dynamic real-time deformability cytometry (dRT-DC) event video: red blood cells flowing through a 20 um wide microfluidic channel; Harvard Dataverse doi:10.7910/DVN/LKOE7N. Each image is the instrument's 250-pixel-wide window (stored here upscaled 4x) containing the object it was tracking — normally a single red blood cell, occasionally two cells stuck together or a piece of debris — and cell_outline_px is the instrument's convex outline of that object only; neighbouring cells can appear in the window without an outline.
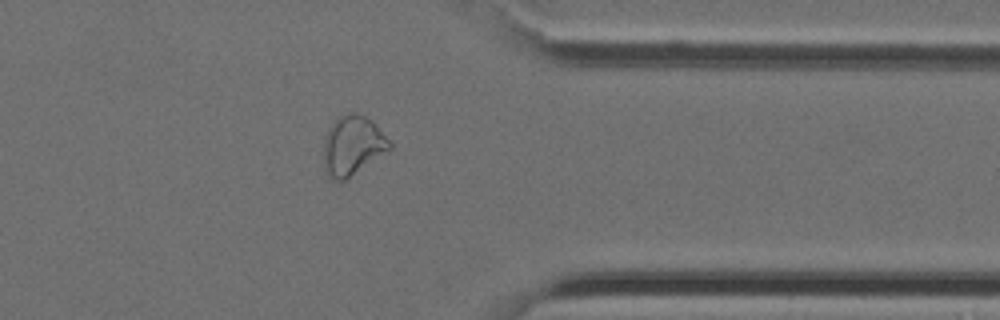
{"species": "Egyptian fruit bat (a non-hibernating species)", "species_latin": "Rousettus aegyptiacus", "temperature_condition": "cold", "stored_images_in_passage": 28, "camera_frame_rate_fps": 3000, "um_per_image_px": 0.085, "animal": {"sex": "female"}, "frame": {"image": 1, "passage_image": 20, "time_ms": 6.333, "image_size_px": [1000, 320], "cell_outline_px": [[392, 148], [388, 152], [344, 180], [332, 180], [328, 176], [324, 168], [324, 136], [328, 128], [340, 116], [348, 112], [356, 112], [372, 120], [392, 144]], "centroid_in_image_um": [29.97, 12.36], "position_along_channel_um": 381.4, "area_um2": 22.89}}